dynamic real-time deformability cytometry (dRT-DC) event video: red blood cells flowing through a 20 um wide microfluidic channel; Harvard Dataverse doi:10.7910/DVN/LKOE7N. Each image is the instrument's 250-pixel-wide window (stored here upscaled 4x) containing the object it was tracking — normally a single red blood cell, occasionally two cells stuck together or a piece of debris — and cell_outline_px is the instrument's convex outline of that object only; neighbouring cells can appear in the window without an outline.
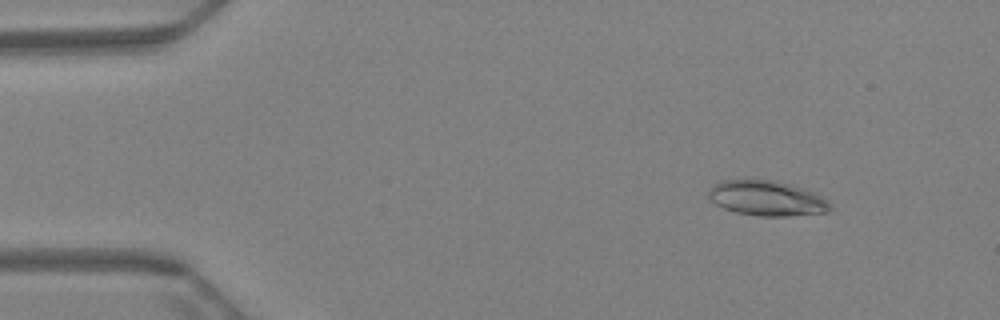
{"species": "Egyptian fruit bat (a non-hibernating species)", "species_latin": "Rousettus aegyptiacus", "temperature_condition": "warm", "stored_images_in_passage": 63, "camera_frame_rate_fps": 3000, "um_per_image_px": 0.085, "animal": {"sex": "female"}, "frame": {"image": 1, "passage_image": 8, "time_ms": 2.333, "image_size_px": [1000, 320], "cell_outline_px": [[832, 208], [828, 212], [788, 216], [756, 216], [736, 212], [724, 208], [716, 204], [708, 196], [708, 188], [712, 184], [720, 180], [744, 176], [776, 180], [792, 184], [816, 192], [832, 204]], "centroid_in_image_um": [65.14, 16.79], "position_along_channel_um": 19.9, "area_um2": 26.01}}
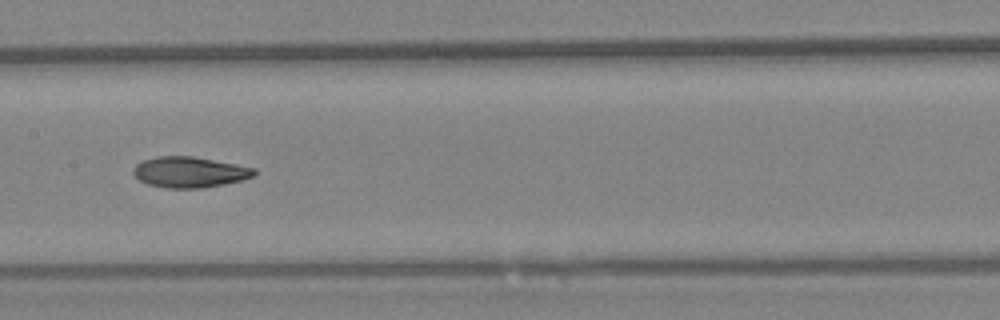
{"frame": {"image": 2, "passage_image": 33, "time_ms": 10.667, "image_size_px": [1000, 320], "cell_outline_px": [[256, 172], [252, 176], [240, 180], [224, 184], [200, 188], [164, 188], [148, 184], [140, 180], [132, 172], [132, 168], [136, 164], [144, 160], [156, 156], [192, 156], [236, 164], [256, 168]], "centroid_in_image_um": [16.08, 14.62], "position_along_channel_um": 191.3, "area_um2": 21.56}}
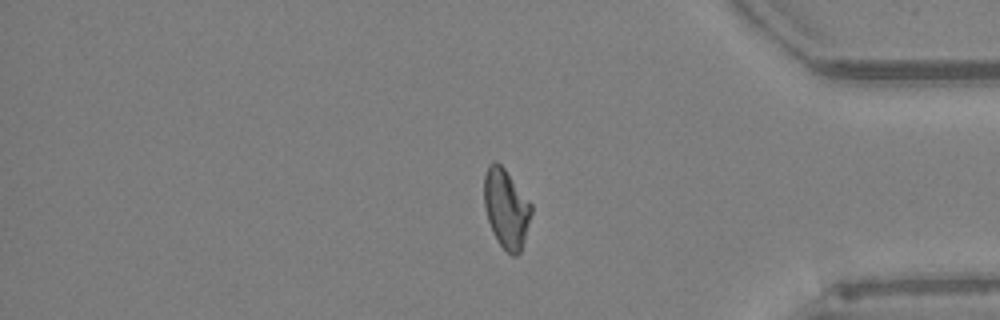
{"frame": {"image": 3, "passage_image": 54, "time_ms": 17.667, "image_size_px": [1000, 320], "cell_outline_px": [[532, 212], [524, 240], [520, 252], [516, 256], [512, 256], [496, 240], [492, 232], [484, 208], [484, 176], [488, 164], [492, 160], [496, 160], [504, 168], [532, 204]], "centroid_in_image_um": [43.01, 17.7], "position_along_channel_um": 392.2, "area_um2": 21.79}}